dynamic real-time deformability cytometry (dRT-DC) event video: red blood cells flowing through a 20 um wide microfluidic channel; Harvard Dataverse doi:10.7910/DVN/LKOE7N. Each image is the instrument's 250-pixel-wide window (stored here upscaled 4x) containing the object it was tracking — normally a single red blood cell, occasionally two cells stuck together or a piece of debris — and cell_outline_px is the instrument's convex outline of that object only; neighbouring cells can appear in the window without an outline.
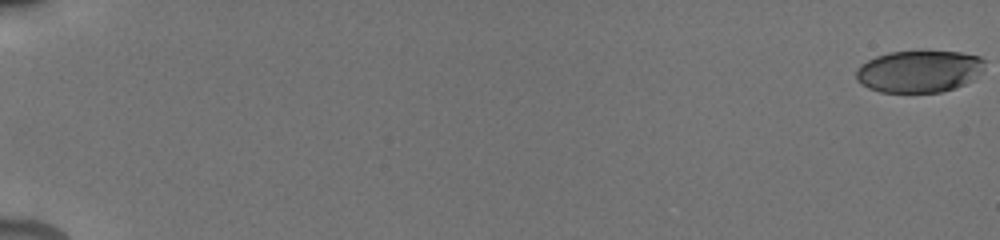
{"species": "human", "species_latin": "Homo sapiens", "temperature_condition": "cold", "stored_images_in_passage": 29, "camera_frame_rate_fps": 3000, "um_per_image_px": 0.085, "donor": {"sex": "male"}, "frame": {"image": 1, "passage_image": 1, "time_ms": 0.0, "image_size_px": [1000, 240], "cell_outline_px": [[984, 60], [972, 80], [956, 88], [940, 92], [880, 92], [868, 88], [860, 84], [856, 80], [856, 72], [868, 60], [876, 56], [888, 52], [960, 52], [980, 56]], "centroid_in_image_um": [78.07, 6.08], "position_along_channel_um": 6.9, "area_um2": 30.92}}
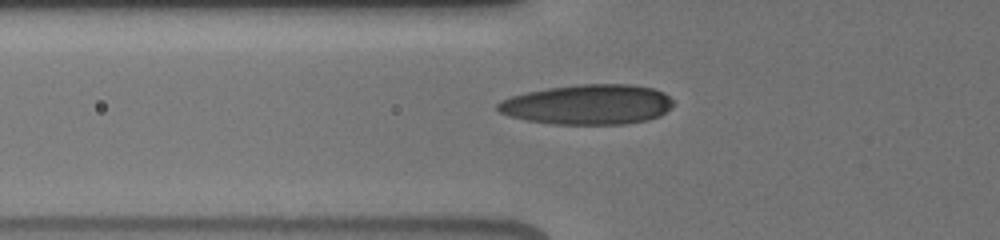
{"frame": {"image": 2, "passage_image": 16, "time_ms": 7.333, "image_size_px": [1000, 240], "cell_outline_px": [[676, 104], [672, 108], [660, 116], [648, 120], [624, 124], [552, 124], [528, 120], [508, 116], [500, 112], [496, 108], [496, 104], [500, 100], [512, 96], [528, 92], [548, 88], [580, 84], [632, 84], [652, 88], [664, 92]], "centroid_in_image_um": [50.0, 8.88], "position_along_channel_um": 75.8, "area_um2": 41.15}}
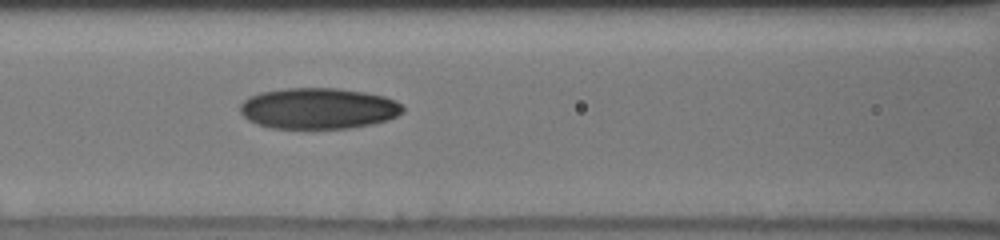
{"frame": {"image": 3, "passage_image": 23, "time_ms": 9.0, "image_size_px": [1000, 240], "cell_outline_px": [[404, 112], [388, 120], [372, 124], [348, 128], [272, 128], [256, 124], [248, 120], [240, 112], [240, 104], [248, 96], [260, 92], [288, 88], [336, 88], [364, 92], [384, 96], [396, 100], [404, 108]], "centroid_in_image_um": [27.05, 9.21], "position_along_channel_um": 139.5, "area_um2": 39.02}}